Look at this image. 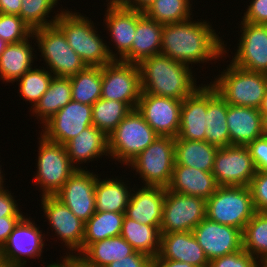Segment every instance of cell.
Returning a JSON list of instances; mask_svg holds the SVG:
<instances>
[{"instance_id":"32","label":"cell","mask_w":267,"mask_h":267,"mask_svg":"<svg viewBox=\"0 0 267 267\" xmlns=\"http://www.w3.org/2000/svg\"><path fill=\"white\" fill-rule=\"evenodd\" d=\"M135 251L155 258L160 251V225H147L124 217L120 234Z\"/></svg>"},{"instance_id":"60","label":"cell","mask_w":267,"mask_h":267,"mask_svg":"<svg viewBox=\"0 0 267 267\" xmlns=\"http://www.w3.org/2000/svg\"><path fill=\"white\" fill-rule=\"evenodd\" d=\"M259 267H267V257H265L261 262H259Z\"/></svg>"},{"instance_id":"29","label":"cell","mask_w":267,"mask_h":267,"mask_svg":"<svg viewBox=\"0 0 267 267\" xmlns=\"http://www.w3.org/2000/svg\"><path fill=\"white\" fill-rule=\"evenodd\" d=\"M227 118V103L217 90L208 84L207 125L205 141L218 147L230 146Z\"/></svg>"},{"instance_id":"22","label":"cell","mask_w":267,"mask_h":267,"mask_svg":"<svg viewBox=\"0 0 267 267\" xmlns=\"http://www.w3.org/2000/svg\"><path fill=\"white\" fill-rule=\"evenodd\" d=\"M153 259L187 262L195 267H208L209 264L192 231L161 234L160 251Z\"/></svg>"},{"instance_id":"58","label":"cell","mask_w":267,"mask_h":267,"mask_svg":"<svg viewBox=\"0 0 267 267\" xmlns=\"http://www.w3.org/2000/svg\"><path fill=\"white\" fill-rule=\"evenodd\" d=\"M7 45L8 43H6L2 38H0V56L4 52Z\"/></svg>"},{"instance_id":"26","label":"cell","mask_w":267,"mask_h":267,"mask_svg":"<svg viewBox=\"0 0 267 267\" xmlns=\"http://www.w3.org/2000/svg\"><path fill=\"white\" fill-rule=\"evenodd\" d=\"M168 190L188 195L209 199L216 191L218 185L212 172H205L193 167L174 165Z\"/></svg>"},{"instance_id":"12","label":"cell","mask_w":267,"mask_h":267,"mask_svg":"<svg viewBox=\"0 0 267 267\" xmlns=\"http://www.w3.org/2000/svg\"><path fill=\"white\" fill-rule=\"evenodd\" d=\"M206 218V199L172 192L166 188L161 234L192 231Z\"/></svg>"},{"instance_id":"53","label":"cell","mask_w":267,"mask_h":267,"mask_svg":"<svg viewBox=\"0 0 267 267\" xmlns=\"http://www.w3.org/2000/svg\"><path fill=\"white\" fill-rule=\"evenodd\" d=\"M63 261L68 267H94L83 261L78 255L63 256Z\"/></svg>"},{"instance_id":"40","label":"cell","mask_w":267,"mask_h":267,"mask_svg":"<svg viewBox=\"0 0 267 267\" xmlns=\"http://www.w3.org/2000/svg\"><path fill=\"white\" fill-rule=\"evenodd\" d=\"M43 68V69H42ZM31 68L25 72L18 80V93L20 97L31 103L33 108L41 99L42 95L48 90L54 75L46 68Z\"/></svg>"},{"instance_id":"35","label":"cell","mask_w":267,"mask_h":267,"mask_svg":"<svg viewBox=\"0 0 267 267\" xmlns=\"http://www.w3.org/2000/svg\"><path fill=\"white\" fill-rule=\"evenodd\" d=\"M125 213L96 211L85 222L82 252L92 243L121 234Z\"/></svg>"},{"instance_id":"56","label":"cell","mask_w":267,"mask_h":267,"mask_svg":"<svg viewBox=\"0 0 267 267\" xmlns=\"http://www.w3.org/2000/svg\"><path fill=\"white\" fill-rule=\"evenodd\" d=\"M262 114V132L264 136H267V113Z\"/></svg>"},{"instance_id":"27","label":"cell","mask_w":267,"mask_h":267,"mask_svg":"<svg viewBox=\"0 0 267 267\" xmlns=\"http://www.w3.org/2000/svg\"><path fill=\"white\" fill-rule=\"evenodd\" d=\"M104 16L103 21L110 32V40L115 44L114 50L117 51L115 60H121L132 47L136 31V10L107 9Z\"/></svg>"},{"instance_id":"9","label":"cell","mask_w":267,"mask_h":267,"mask_svg":"<svg viewBox=\"0 0 267 267\" xmlns=\"http://www.w3.org/2000/svg\"><path fill=\"white\" fill-rule=\"evenodd\" d=\"M175 165V138L158 136L127 165L136 171L143 185L167 187Z\"/></svg>"},{"instance_id":"33","label":"cell","mask_w":267,"mask_h":267,"mask_svg":"<svg viewBox=\"0 0 267 267\" xmlns=\"http://www.w3.org/2000/svg\"><path fill=\"white\" fill-rule=\"evenodd\" d=\"M72 100V88L70 78L54 76L48 90L33 108L32 115L37 117L40 124H44L61 108Z\"/></svg>"},{"instance_id":"25","label":"cell","mask_w":267,"mask_h":267,"mask_svg":"<svg viewBox=\"0 0 267 267\" xmlns=\"http://www.w3.org/2000/svg\"><path fill=\"white\" fill-rule=\"evenodd\" d=\"M230 145L247 146L263 136L262 114L259 109L227 104Z\"/></svg>"},{"instance_id":"16","label":"cell","mask_w":267,"mask_h":267,"mask_svg":"<svg viewBox=\"0 0 267 267\" xmlns=\"http://www.w3.org/2000/svg\"><path fill=\"white\" fill-rule=\"evenodd\" d=\"M98 175L87 168L77 169L54 195L83 222L96 212L95 184Z\"/></svg>"},{"instance_id":"55","label":"cell","mask_w":267,"mask_h":267,"mask_svg":"<svg viewBox=\"0 0 267 267\" xmlns=\"http://www.w3.org/2000/svg\"><path fill=\"white\" fill-rule=\"evenodd\" d=\"M260 112L261 113H267V89L265 91V95L262 99V103L260 105V108H259Z\"/></svg>"},{"instance_id":"17","label":"cell","mask_w":267,"mask_h":267,"mask_svg":"<svg viewBox=\"0 0 267 267\" xmlns=\"http://www.w3.org/2000/svg\"><path fill=\"white\" fill-rule=\"evenodd\" d=\"M183 100L141 94L137 110L159 136L177 137Z\"/></svg>"},{"instance_id":"49","label":"cell","mask_w":267,"mask_h":267,"mask_svg":"<svg viewBox=\"0 0 267 267\" xmlns=\"http://www.w3.org/2000/svg\"><path fill=\"white\" fill-rule=\"evenodd\" d=\"M24 216H4L0 218V249L6 243L8 236Z\"/></svg>"},{"instance_id":"28","label":"cell","mask_w":267,"mask_h":267,"mask_svg":"<svg viewBox=\"0 0 267 267\" xmlns=\"http://www.w3.org/2000/svg\"><path fill=\"white\" fill-rule=\"evenodd\" d=\"M31 38L33 39L34 36L31 35L30 38L26 40L8 44L1 54L0 79L4 82L14 83L25 72L34 67L33 63L36 56L33 55L35 48L30 44L32 43V41L29 40Z\"/></svg>"},{"instance_id":"47","label":"cell","mask_w":267,"mask_h":267,"mask_svg":"<svg viewBox=\"0 0 267 267\" xmlns=\"http://www.w3.org/2000/svg\"><path fill=\"white\" fill-rule=\"evenodd\" d=\"M152 259L150 256L134 251L132 254L112 262L106 267H151Z\"/></svg>"},{"instance_id":"18","label":"cell","mask_w":267,"mask_h":267,"mask_svg":"<svg viewBox=\"0 0 267 267\" xmlns=\"http://www.w3.org/2000/svg\"><path fill=\"white\" fill-rule=\"evenodd\" d=\"M240 39L231 63L246 70L267 74V24L240 23Z\"/></svg>"},{"instance_id":"54","label":"cell","mask_w":267,"mask_h":267,"mask_svg":"<svg viewBox=\"0 0 267 267\" xmlns=\"http://www.w3.org/2000/svg\"><path fill=\"white\" fill-rule=\"evenodd\" d=\"M154 0H135V10L144 11Z\"/></svg>"},{"instance_id":"11","label":"cell","mask_w":267,"mask_h":267,"mask_svg":"<svg viewBox=\"0 0 267 267\" xmlns=\"http://www.w3.org/2000/svg\"><path fill=\"white\" fill-rule=\"evenodd\" d=\"M31 220L25 215L0 249V260L7 267H25L28 258H41L46 235Z\"/></svg>"},{"instance_id":"36","label":"cell","mask_w":267,"mask_h":267,"mask_svg":"<svg viewBox=\"0 0 267 267\" xmlns=\"http://www.w3.org/2000/svg\"><path fill=\"white\" fill-rule=\"evenodd\" d=\"M72 100L92 106L101 98L102 67L87 66L70 77Z\"/></svg>"},{"instance_id":"52","label":"cell","mask_w":267,"mask_h":267,"mask_svg":"<svg viewBox=\"0 0 267 267\" xmlns=\"http://www.w3.org/2000/svg\"><path fill=\"white\" fill-rule=\"evenodd\" d=\"M107 2L106 9H135V0H107Z\"/></svg>"},{"instance_id":"5","label":"cell","mask_w":267,"mask_h":267,"mask_svg":"<svg viewBox=\"0 0 267 267\" xmlns=\"http://www.w3.org/2000/svg\"><path fill=\"white\" fill-rule=\"evenodd\" d=\"M256 213L248 186H218L206 200V218L240 229Z\"/></svg>"},{"instance_id":"31","label":"cell","mask_w":267,"mask_h":267,"mask_svg":"<svg viewBox=\"0 0 267 267\" xmlns=\"http://www.w3.org/2000/svg\"><path fill=\"white\" fill-rule=\"evenodd\" d=\"M217 151L206 141L175 139V165L212 172Z\"/></svg>"},{"instance_id":"7","label":"cell","mask_w":267,"mask_h":267,"mask_svg":"<svg viewBox=\"0 0 267 267\" xmlns=\"http://www.w3.org/2000/svg\"><path fill=\"white\" fill-rule=\"evenodd\" d=\"M32 35L36 40L35 46L37 43V49L46 62V68L54 76L70 78L87 67L55 24L35 29Z\"/></svg>"},{"instance_id":"20","label":"cell","mask_w":267,"mask_h":267,"mask_svg":"<svg viewBox=\"0 0 267 267\" xmlns=\"http://www.w3.org/2000/svg\"><path fill=\"white\" fill-rule=\"evenodd\" d=\"M200 85L182 102L179 132L175 139L205 141L208 84Z\"/></svg>"},{"instance_id":"13","label":"cell","mask_w":267,"mask_h":267,"mask_svg":"<svg viewBox=\"0 0 267 267\" xmlns=\"http://www.w3.org/2000/svg\"><path fill=\"white\" fill-rule=\"evenodd\" d=\"M256 172L247 146L218 148L212 170L218 186H249Z\"/></svg>"},{"instance_id":"57","label":"cell","mask_w":267,"mask_h":267,"mask_svg":"<svg viewBox=\"0 0 267 267\" xmlns=\"http://www.w3.org/2000/svg\"><path fill=\"white\" fill-rule=\"evenodd\" d=\"M59 262L58 263H55V262L51 263V264L47 265L46 267H68L63 261L62 262L59 261Z\"/></svg>"},{"instance_id":"15","label":"cell","mask_w":267,"mask_h":267,"mask_svg":"<svg viewBox=\"0 0 267 267\" xmlns=\"http://www.w3.org/2000/svg\"><path fill=\"white\" fill-rule=\"evenodd\" d=\"M92 125V106L71 100L39 128L47 140L65 145Z\"/></svg>"},{"instance_id":"51","label":"cell","mask_w":267,"mask_h":267,"mask_svg":"<svg viewBox=\"0 0 267 267\" xmlns=\"http://www.w3.org/2000/svg\"><path fill=\"white\" fill-rule=\"evenodd\" d=\"M151 267H195L187 262H180L170 259H152Z\"/></svg>"},{"instance_id":"1","label":"cell","mask_w":267,"mask_h":267,"mask_svg":"<svg viewBox=\"0 0 267 267\" xmlns=\"http://www.w3.org/2000/svg\"><path fill=\"white\" fill-rule=\"evenodd\" d=\"M191 19L163 25L161 54L190 67L225 57L227 45L211 23Z\"/></svg>"},{"instance_id":"3","label":"cell","mask_w":267,"mask_h":267,"mask_svg":"<svg viewBox=\"0 0 267 267\" xmlns=\"http://www.w3.org/2000/svg\"><path fill=\"white\" fill-rule=\"evenodd\" d=\"M55 25L86 66L102 67L115 60V53L100 38L97 28L88 17L67 8L59 15Z\"/></svg>"},{"instance_id":"42","label":"cell","mask_w":267,"mask_h":267,"mask_svg":"<svg viewBox=\"0 0 267 267\" xmlns=\"http://www.w3.org/2000/svg\"><path fill=\"white\" fill-rule=\"evenodd\" d=\"M32 29L19 15L0 13V38L12 44L30 38Z\"/></svg>"},{"instance_id":"37","label":"cell","mask_w":267,"mask_h":267,"mask_svg":"<svg viewBox=\"0 0 267 267\" xmlns=\"http://www.w3.org/2000/svg\"><path fill=\"white\" fill-rule=\"evenodd\" d=\"M243 249L258 262L267 257V212H256L242 232Z\"/></svg>"},{"instance_id":"50","label":"cell","mask_w":267,"mask_h":267,"mask_svg":"<svg viewBox=\"0 0 267 267\" xmlns=\"http://www.w3.org/2000/svg\"><path fill=\"white\" fill-rule=\"evenodd\" d=\"M21 11V0H0V13L19 15Z\"/></svg>"},{"instance_id":"39","label":"cell","mask_w":267,"mask_h":267,"mask_svg":"<svg viewBox=\"0 0 267 267\" xmlns=\"http://www.w3.org/2000/svg\"><path fill=\"white\" fill-rule=\"evenodd\" d=\"M191 0H154L143 13L161 24L182 22L191 18Z\"/></svg>"},{"instance_id":"61","label":"cell","mask_w":267,"mask_h":267,"mask_svg":"<svg viewBox=\"0 0 267 267\" xmlns=\"http://www.w3.org/2000/svg\"><path fill=\"white\" fill-rule=\"evenodd\" d=\"M0 267H7V266L0 260Z\"/></svg>"},{"instance_id":"46","label":"cell","mask_w":267,"mask_h":267,"mask_svg":"<svg viewBox=\"0 0 267 267\" xmlns=\"http://www.w3.org/2000/svg\"><path fill=\"white\" fill-rule=\"evenodd\" d=\"M247 6L242 21L267 24V0H252Z\"/></svg>"},{"instance_id":"59","label":"cell","mask_w":267,"mask_h":267,"mask_svg":"<svg viewBox=\"0 0 267 267\" xmlns=\"http://www.w3.org/2000/svg\"><path fill=\"white\" fill-rule=\"evenodd\" d=\"M1 167H2V166L0 165V190H2L3 188H6L5 186H3V185H5V184H4V179H3V178H4V177H3L4 175L1 174V173H3L2 170H1Z\"/></svg>"},{"instance_id":"41","label":"cell","mask_w":267,"mask_h":267,"mask_svg":"<svg viewBox=\"0 0 267 267\" xmlns=\"http://www.w3.org/2000/svg\"><path fill=\"white\" fill-rule=\"evenodd\" d=\"M58 1L59 0H21L19 16L32 30L54 25L59 15L65 10L60 9L61 12H54L56 15H54V17L51 16L52 19L48 20L49 14H51L55 6L57 7L56 3H59Z\"/></svg>"},{"instance_id":"4","label":"cell","mask_w":267,"mask_h":267,"mask_svg":"<svg viewBox=\"0 0 267 267\" xmlns=\"http://www.w3.org/2000/svg\"><path fill=\"white\" fill-rule=\"evenodd\" d=\"M210 84L229 105L260 108L267 89V74L229 66Z\"/></svg>"},{"instance_id":"30","label":"cell","mask_w":267,"mask_h":267,"mask_svg":"<svg viewBox=\"0 0 267 267\" xmlns=\"http://www.w3.org/2000/svg\"><path fill=\"white\" fill-rule=\"evenodd\" d=\"M100 179L98 176L95 184L96 211L125 213L133 188L128 187L124 180L117 177Z\"/></svg>"},{"instance_id":"24","label":"cell","mask_w":267,"mask_h":267,"mask_svg":"<svg viewBox=\"0 0 267 267\" xmlns=\"http://www.w3.org/2000/svg\"><path fill=\"white\" fill-rule=\"evenodd\" d=\"M64 146L72 165L76 169H84L80 166L83 162H92L104 155L110 156L108 135L93 125L85 128Z\"/></svg>"},{"instance_id":"45","label":"cell","mask_w":267,"mask_h":267,"mask_svg":"<svg viewBox=\"0 0 267 267\" xmlns=\"http://www.w3.org/2000/svg\"><path fill=\"white\" fill-rule=\"evenodd\" d=\"M257 171L267 172V136H261L247 145Z\"/></svg>"},{"instance_id":"10","label":"cell","mask_w":267,"mask_h":267,"mask_svg":"<svg viewBox=\"0 0 267 267\" xmlns=\"http://www.w3.org/2000/svg\"><path fill=\"white\" fill-rule=\"evenodd\" d=\"M141 93L138 64L113 60L102 66L101 98L121 101L136 109Z\"/></svg>"},{"instance_id":"43","label":"cell","mask_w":267,"mask_h":267,"mask_svg":"<svg viewBox=\"0 0 267 267\" xmlns=\"http://www.w3.org/2000/svg\"><path fill=\"white\" fill-rule=\"evenodd\" d=\"M256 212H267V172L257 171L248 186Z\"/></svg>"},{"instance_id":"14","label":"cell","mask_w":267,"mask_h":267,"mask_svg":"<svg viewBox=\"0 0 267 267\" xmlns=\"http://www.w3.org/2000/svg\"><path fill=\"white\" fill-rule=\"evenodd\" d=\"M41 198V208L51 225V230L53 228L58 239L65 243L63 245L66 246L67 251H71L66 255L79 256L82 253L85 222L55 196H41Z\"/></svg>"},{"instance_id":"6","label":"cell","mask_w":267,"mask_h":267,"mask_svg":"<svg viewBox=\"0 0 267 267\" xmlns=\"http://www.w3.org/2000/svg\"><path fill=\"white\" fill-rule=\"evenodd\" d=\"M159 135L136 109L108 135L109 155L120 164L128 165L132 159L152 144Z\"/></svg>"},{"instance_id":"19","label":"cell","mask_w":267,"mask_h":267,"mask_svg":"<svg viewBox=\"0 0 267 267\" xmlns=\"http://www.w3.org/2000/svg\"><path fill=\"white\" fill-rule=\"evenodd\" d=\"M192 233L209 262L243 249L242 231L229 225L203 219Z\"/></svg>"},{"instance_id":"44","label":"cell","mask_w":267,"mask_h":267,"mask_svg":"<svg viewBox=\"0 0 267 267\" xmlns=\"http://www.w3.org/2000/svg\"><path fill=\"white\" fill-rule=\"evenodd\" d=\"M208 267H259V262L242 249L211 260Z\"/></svg>"},{"instance_id":"8","label":"cell","mask_w":267,"mask_h":267,"mask_svg":"<svg viewBox=\"0 0 267 267\" xmlns=\"http://www.w3.org/2000/svg\"><path fill=\"white\" fill-rule=\"evenodd\" d=\"M37 171L34 183L42 190L41 196H54L77 170L71 163L64 145L40 135Z\"/></svg>"},{"instance_id":"48","label":"cell","mask_w":267,"mask_h":267,"mask_svg":"<svg viewBox=\"0 0 267 267\" xmlns=\"http://www.w3.org/2000/svg\"><path fill=\"white\" fill-rule=\"evenodd\" d=\"M12 194L7 188L0 190V218L4 216H24Z\"/></svg>"},{"instance_id":"23","label":"cell","mask_w":267,"mask_h":267,"mask_svg":"<svg viewBox=\"0 0 267 267\" xmlns=\"http://www.w3.org/2000/svg\"><path fill=\"white\" fill-rule=\"evenodd\" d=\"M163 24L148 18L136 10V31L131 50L121 61L139 64L143 59L161 53Z\"/></svg>"},{"instance_id":"34","label":"cell","mask_w":267,"mask_h":267,"mask_svg":"<svg viewBox=\"0 0 267 267\" xmlns=\"http://www.w3.org/2000/svg\"><path fill=\"white\" fill-rule=\"evenodd\" d=\"M134 251L133 247L119 235L90 244L79 257L91 266L106 267Z\"/></svg>"},{"instance_id":"21","label":"cell","mask_w":267,"mask_h":267,"mask_svg":"<svg viewBox=\"0 0 267 267\" xmlns=\"http://www.w3.org/2000/svg\"><path fill=\"white\" fill-rule=\"evenodd\" d=\"M166 188L142 185L132 191L125 216L147 225H161Z\"/></svg>"},{"instance_id":"38","label":"cell","mask_w":267,"mask_h":267,"mask_svg":"<svg viewBox=\"0 0 267 267\" xmlns=\"http://www.w3.org/2000/svg\"><path fill=\"white\" fill-rule=\"evenodd\" d=\"M131 110L127 103L100 98L92 105L93 126L109 135Z\"/></svg>"},{"instance_id":"2","label":"cell","mask_w":267,"mask_h":267,"mask_svg":"<svg viewBox=\"0 0 267 267\" xmlns=\"http://www.w3.org/2000/svg\"><path fill=\"white\" fill-rule=\"evenodd\" d=\"M138 66L141 94L184 100L198 88L191 67L161 53L143 59Z\"/></svg>"}]
</instances>
